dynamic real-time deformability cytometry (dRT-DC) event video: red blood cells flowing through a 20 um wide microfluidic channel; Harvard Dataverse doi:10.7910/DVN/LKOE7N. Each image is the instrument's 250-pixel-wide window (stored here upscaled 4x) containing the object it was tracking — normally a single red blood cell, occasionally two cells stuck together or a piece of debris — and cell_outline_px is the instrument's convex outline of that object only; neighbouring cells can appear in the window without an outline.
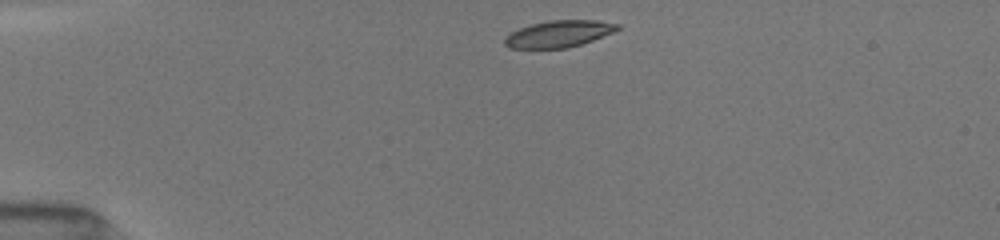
{"species": "common noctule bat (a hibernating species)", "species_latin": "Nyctalus noctula", "temperature_condition": "room temperature", "stored_images_in_passage": 48, "camera_frame_rate_fps": 3000, "um_per_image_px": 0.085, "animal": {"sex": "female", "body_mass_g": 19.5, "forearm_length_mm": 54.1}, "frame": {"image": 1, "passage_image": 1, "time_ms": 0.0, "image_size_px": [1000, 240], "cell_outline_px": [[620, 28], [612, 32], [592, 40], [568, 48], [508, 48], [504, 44], [504, 40], [512, 32], [520, 28], [532, 24], [548, 20], [596, 20], [620, 24]], "centroid_in_image_um": [47.5, 2.87], "position_along_channel_um": 37.5, "area_um2": 17.34}}
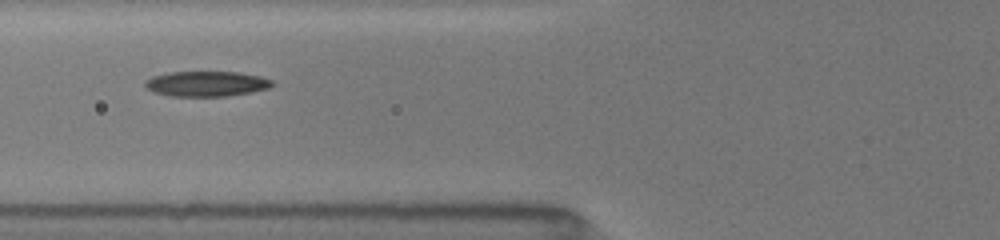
{"frame": {"image": 2, "passage_image": 21, "time_ms": 3.0, "image_size_px": [1000, 240], "cell_outline_px": [[276, 84], [268, 88], [252, 92], [228, 96], [168, 96], [156, 92], [148, 88], [144, 84], [144, 80], [152, 76], [168, 72], [240, 72], [260, 76], [272, 80]], "centroid_in_image_um": [17.57, 7.11], "position_along_channel_um": 108.2, "area_um2": 18.79}}
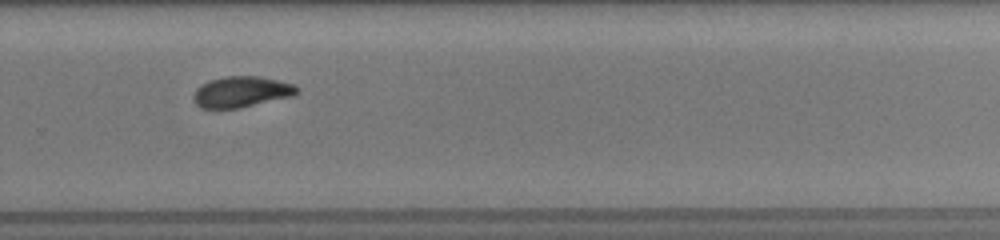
{"frame": {"image": 3, "passage_image": 46, "time_ms": 8.0, "image_size_px": [1000, 240], "cell_outline_px": [[300, 92], [292, 96], [240, 108], [200, 108], [192, 100], [192, 96], [196, 88], [200, 84], [208, 80], [224, 76], [256, 76], [276, 80], [292, 84], [300, 88]], "centroid_in_image_um": [20.48, 7.81], "position_along_channel_um": 309.3, "area_um2": 18.79}}